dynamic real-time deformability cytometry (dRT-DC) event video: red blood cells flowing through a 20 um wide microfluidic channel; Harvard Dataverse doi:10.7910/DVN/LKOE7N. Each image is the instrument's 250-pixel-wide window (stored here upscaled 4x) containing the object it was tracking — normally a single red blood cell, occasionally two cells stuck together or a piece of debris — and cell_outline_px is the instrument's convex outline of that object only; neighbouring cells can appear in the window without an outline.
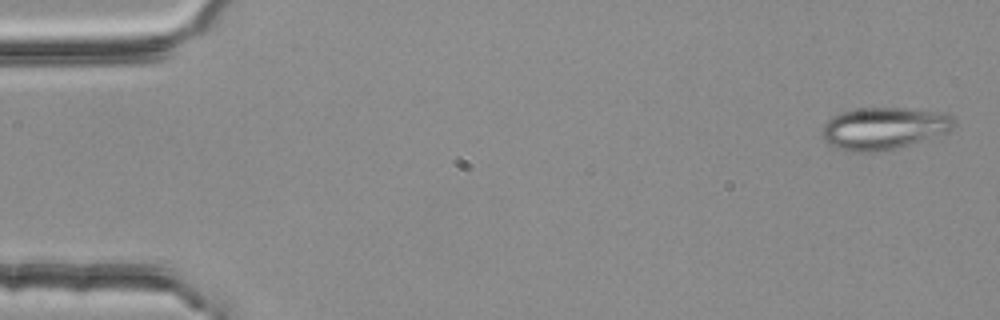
{"species": "common noctule bat (a hibernating species)", "species_latin": "Nyctalus noctula", "temperature_condition": "room temperature", "stored_images_in_passage": 10, "camera_frame_rate_fps": 3000, "um_per_image_px": 0.085, "animal": {"sex": "female", "body_mass_g": 25.1}, "frame": {"image": 1, "passage_image": 1, "time_ms": 0.0, "image_size_px": [1000, 320], "cell_outline_px": [[956, 124], [948, 132], [896, 148], [872, 152], [848, 152], [836, 148], [828, 144], [820, 136], [820, 132], [824, 124], [832, 116], [844, 112], [860, 108], [904, 108], [948, 112], [952, 116]], "centroid_in_image_um": [75.11, 10.9], "position_along_channel_um": 9.9, "area_um2": 32.6}}